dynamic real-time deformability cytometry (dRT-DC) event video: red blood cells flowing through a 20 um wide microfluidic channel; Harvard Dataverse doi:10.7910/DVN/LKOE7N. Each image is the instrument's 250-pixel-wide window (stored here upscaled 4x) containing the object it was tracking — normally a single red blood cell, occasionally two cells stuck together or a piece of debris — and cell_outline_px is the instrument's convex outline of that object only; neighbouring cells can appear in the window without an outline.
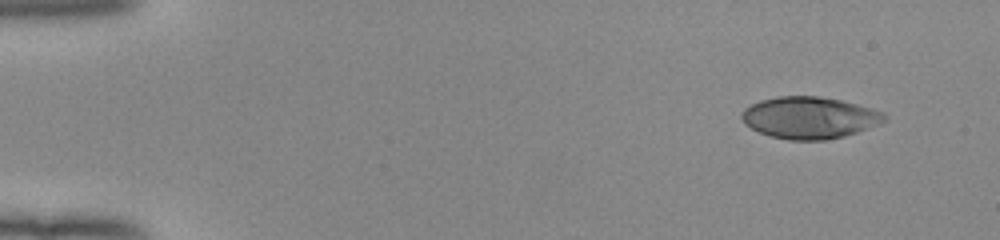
{"species": "human", "species_latin": "Homo sapiens", "temperature_condition": "room temperature", "stored_images_in_passage": 49, "camera_frame_rate_fps": 3000, "um_per_image_px": 0.085, "donor": {"sex": "female"}, "frame": {"image": 1, "passage_image": 1, "time_ms": 0.0, "image_size_px": [1000, 240], "cell_outline_px": [[888, 116], [880, 124], [844, 136], [824, 140], [788, 140], [768, 136], [744, 124], [740, 116], [740, 112], [744, 108], [760, 100], [776, 96], [820, 96], [840, 100], [872, 108], [884, 112]], "centroid_in_image_um": [68.78, 10.0], "position_along_channel_um": 16.2, "area_um2": 34.97}}
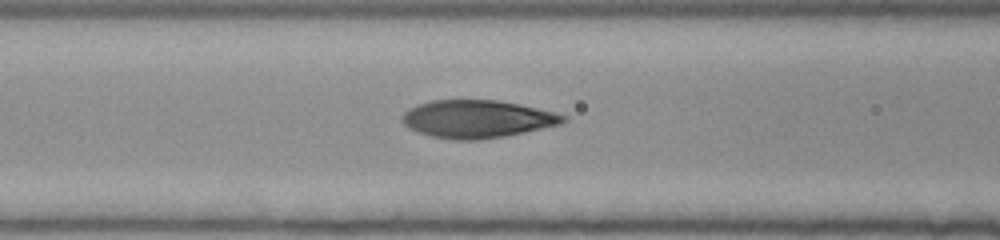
{"frame": {"image": 2, "passage_image": 19, "time_ms": 6.0, "image_size_px": [1000, 240], "cell_outline_px": [[568, 120], [560, 124], [524, 132], [504, 136], [480, 140], [456, 140], [432, 136], [408, 128], [400, 120], [400, 116], [408, 108], [416, 104], [432, 100], [500, 100], [520, 104], [556, 112], [568, 116]], "centroid_in_image_um": [40.55, 10.1], "position_along_channel_um": 126.0, "area_um2": 35.66}}
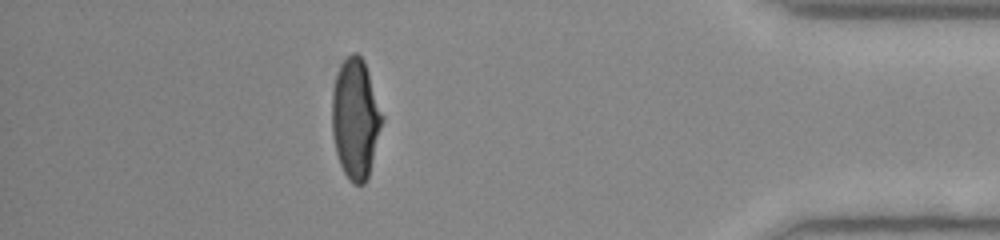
{"frame": {"image": 3, "passage_image": 43, "time_ms": 14.0, "image_size_px": [1000, 240], "cell_outline_px": [[384, 120], [368, 176], [364, 184], [352, 184], [344, 172], [340, 164], [336, 152], [332, 132], [332, 92], [336, 76], [340, 64], [352, 52], [360, 52], [364, 60], [384, 116]], "centroid_in_image_um": [30.22, 10.06], "position_along_channel_um": 405.0, "area_um2": 35.26}, "authors_computed_cell_mechanics": {"area_um2": 35.4314, "velocity_mm_per_s": 3.977, "shape_relaxation_time_tau1_ms": 4.4758, "shape_relaxation_time_tau2_ms": null, "deformation_change_tau1": 0.2202, "deformation_change_tau2": null}}